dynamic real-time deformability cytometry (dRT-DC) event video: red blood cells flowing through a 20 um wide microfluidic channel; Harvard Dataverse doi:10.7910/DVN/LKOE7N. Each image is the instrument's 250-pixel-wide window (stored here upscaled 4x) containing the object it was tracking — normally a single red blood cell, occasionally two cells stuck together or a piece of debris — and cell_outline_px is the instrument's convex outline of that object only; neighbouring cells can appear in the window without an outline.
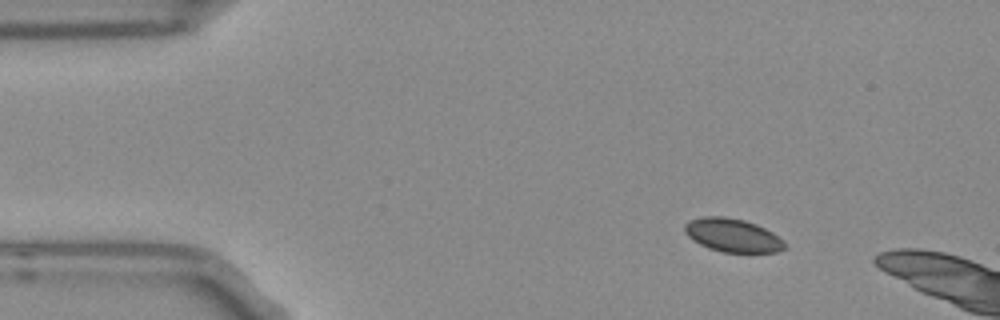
{"species": "Egyptian fruit bat (a non-hibernating species)", "species_latin": "Rousettus aegyptiacus", "temperature_condition": "room temperature", "stored_images_in_passage": 4, "camera_frame_rate_fps": 3000, "um_per_image_px": 0.085, "frame": {"image": 1, "passage_image": 1, "time_ms": 0.0, "image_size_px": [1000, 320], "cell_outline_px": [[784, 248], [776, 252], [724, 252], [708, 248], [700, 244], [688, 236], [684, 232], [684, 224], [692, 220], [704, 216], [724, 216], [744, 220], [756, 224], [772, 232], [784, 240]], "centroid_in_image_um": [62.26, 19.99], "position_along_channel_um": 22.7, "area_um2": 19.31}}